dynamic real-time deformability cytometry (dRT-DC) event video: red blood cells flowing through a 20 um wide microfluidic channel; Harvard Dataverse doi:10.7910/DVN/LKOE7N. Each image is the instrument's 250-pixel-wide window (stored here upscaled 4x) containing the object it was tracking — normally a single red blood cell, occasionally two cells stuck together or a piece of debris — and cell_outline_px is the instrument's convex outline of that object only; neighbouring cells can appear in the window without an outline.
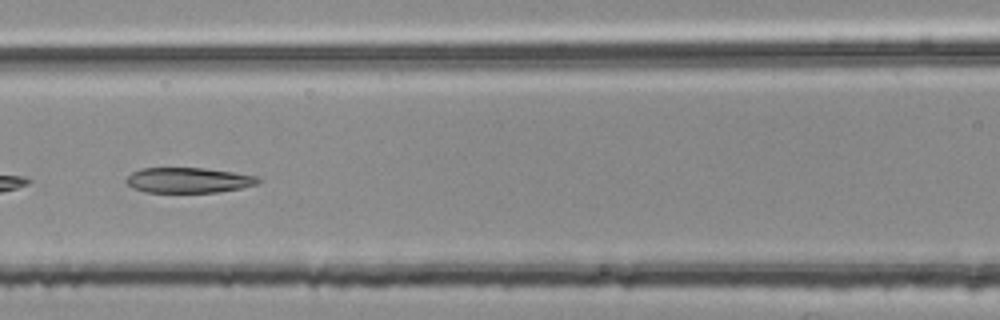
{"species": "common noctule bat (a hibernating species)", "species_latin": "Nyctalus noctula", "temperature_condition": "room temperature", "stored_images_in_passage": 5, "segment_of_instrument_passage": [2, 2], "camera_frame_rate_fps": 3000, "um_per_image_px": 0.085, "animal": {"sex": "female", "body_mass_g": 25.1}, "frame": {"image": 1, "passage_image": 5, "time_ms": 1.333, "image_size_px": [1000, 320], "cell_outline_px": [[260, 180], [256, 184], [240, 188], [216, 192], [144, 192], [132, 188], [124, 180], [132, 172], [140, 168], [204, 168], [232, 172], [256, 176]], "centroid_in_image_um": [15.95, 15.31], "position_along_channel_um": 150.6, "area_um2": 19.31}}